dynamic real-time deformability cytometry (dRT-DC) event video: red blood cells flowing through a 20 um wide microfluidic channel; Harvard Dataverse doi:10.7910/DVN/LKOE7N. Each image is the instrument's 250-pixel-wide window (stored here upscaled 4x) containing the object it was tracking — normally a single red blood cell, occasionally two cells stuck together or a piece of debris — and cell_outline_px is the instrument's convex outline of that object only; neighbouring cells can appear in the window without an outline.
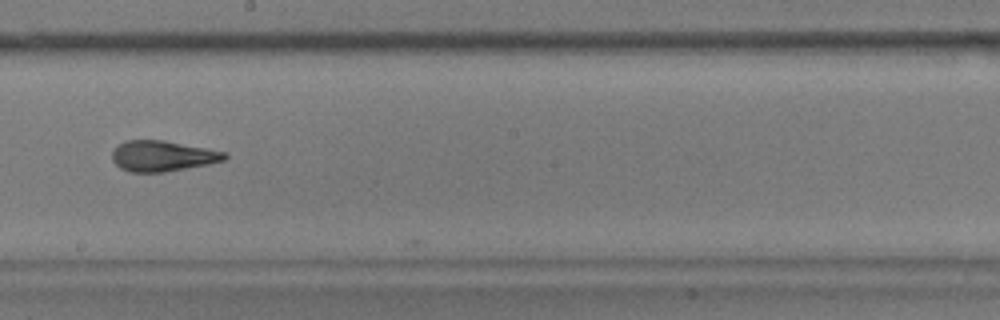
{"species": "common noctule bat (a hibernating species)", "species_latin": "Nyctalus noctula", "temperature_condition": "warm", "stored_images_in_passage": 15, "camera_frame_rate_fps": 3000, "um_per_image_px": 0.085, "animal": {"sex": "male", "body_mass_g": 17.9}, "frame": {"image": 1, "passage_image": 14, "time_ms": 4.333, "image_size_px": [1000, 320], "cell_outline_px": [[228, 156], [224, 160], [208, 164], [164, 172], [132, 172], [120, 168], [112, 160], [112, 152], [124, 140], [164, 140], [224, 152]], "centroid_in_image_um": [13.78, 13.26], "position_along_channel_um": 234.4, "area_um2": 19.83}}